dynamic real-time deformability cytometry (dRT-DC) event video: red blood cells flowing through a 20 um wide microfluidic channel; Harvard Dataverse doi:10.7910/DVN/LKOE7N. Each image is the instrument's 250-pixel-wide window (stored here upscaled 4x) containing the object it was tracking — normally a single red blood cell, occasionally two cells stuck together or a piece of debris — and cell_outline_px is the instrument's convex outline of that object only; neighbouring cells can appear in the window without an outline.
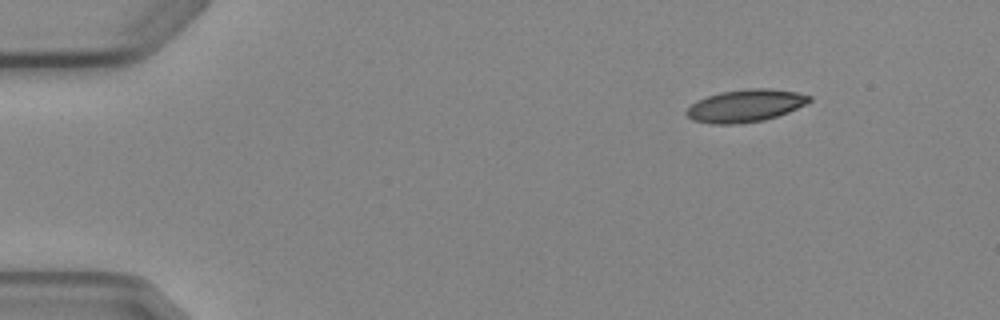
{"species": "Egyptian fruit bat (a non-hibernating species)", "species_latin": "Rousettus aegyptiacus", "temperature_condition": "cold", "stored_images_in_passage": 9, "camera_frame_rate_fps": 3000, "um_per_image_px": 0.085, "animal": {"sex": "female"}, "frame": {"image": 1, "passage_image": 1, "time_ms": 0.0, "image_size_px": [1000, 320], "cell_outline_px": [[812, 100], [808, 104], [788, 112], [764, 120], [740, 124], [712, 124], [692, 120], [684, 112], [692, 104], [708, 96], [720, 92], [748, 88], [768, 88], [796, 92], [812, 96]], "centroid_in_image_um": [63.39, 8.99], "position_along_channel_um": 21.6, "area_um2": 23.29}}
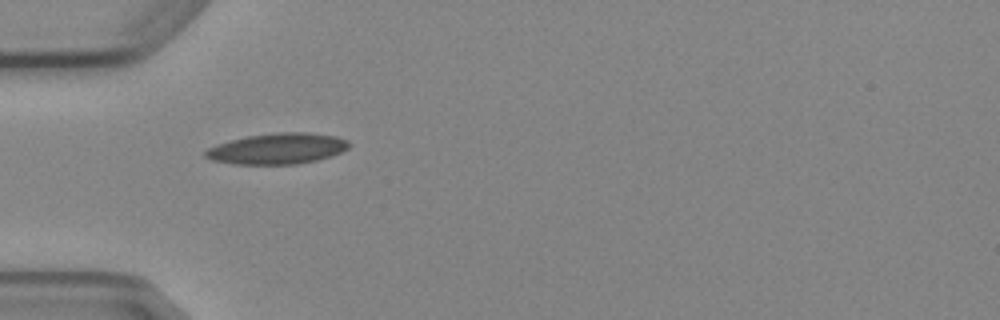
{"frame": {"image": 2, "passage_image": 4, "time_ms": 3.333, "image_size_px": [1000, 320], "cell_outline_px": [[352, 144], [348, 148], [332, 156], [316, 160], [296, 164], [236, 164], [212, 160], [204, 156], [204, 152], [208, 148], [216, 144], [248, 136], [276, 132], [308, 132], [336, 136], [348, 140]], "centroid_in_image_um": [23.61, 12.63], "position_along_channel_um": 61.4, "area_um2": 25.84}}